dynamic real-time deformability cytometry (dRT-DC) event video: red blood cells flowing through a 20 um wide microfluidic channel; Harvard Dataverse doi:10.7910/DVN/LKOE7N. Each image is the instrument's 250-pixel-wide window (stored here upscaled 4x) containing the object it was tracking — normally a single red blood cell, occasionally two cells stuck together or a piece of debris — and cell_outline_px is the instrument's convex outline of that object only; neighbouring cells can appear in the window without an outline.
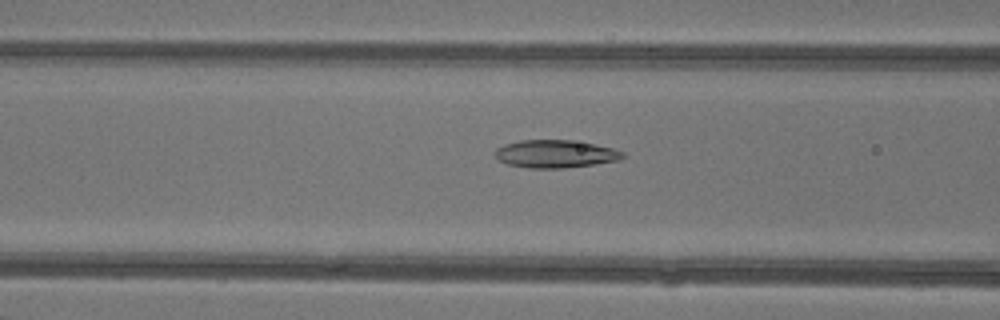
{"species": "common noctule bat (a hibernating species)", "species_latin": "Nyctalus noctula", "temperature_condition": "warm", "stored_images_in_passage": 48, "camera_frame_rate_fps": 3000, "um_per_image_px": 0.085, "animal": {"sex": "female"}, "frame": {"image": 1, "passage_image": 20, "time_ms": 6.333, "image_size_px": [1000, 320], "cell_outline_px": [[624, 156], [616, 160], [592, 164], [564, 168], [528, 168], [508, 164], [500, 160], [492, 152], [496, 148], [504, 144], [520, 140], [572, 140], [612, 148], [624, 152]], "centroid_in_image_um": [47.14, 13.07], "position_along_channel_um": 119.5, "area_um2": 20.46}}
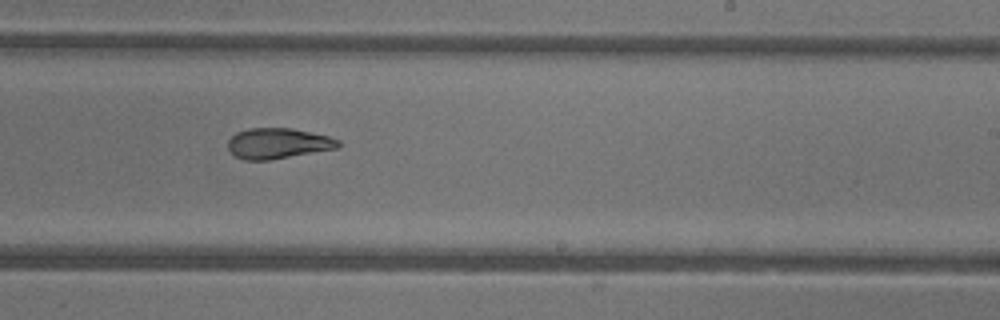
{"frame": {"image": 2, "passage_image": 30, "time_ms": 9.667, "image_size_px": [1000, 320], "cell_outline_px": [[340, 144], [336, 148], [272, 160], [244, 160], [236, 156], [228, 148], [228, 140], [236, 132], [248, 128], [292, 128], [328, 136], [340, 140]], "centroid_in_image_um": [23.61, 12.18], "position_along_channel_um": 265.4, "area_um2": 19.59}}
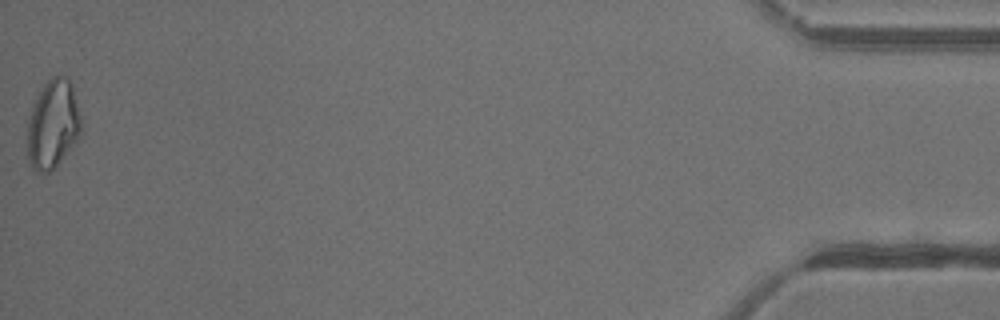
{"frame": {"image": 3, "passage_image": 48, "time_ms": 15.667, "image_size_px": [1000, 320], "cell_outline_px": [[84, 128], [80, 136], [56, 164], [48, 172], [36, 172], [32, 168], [28, 156], [28, 124], [32, 104], [44, 84], [52, 76], [68, 76], [72, 84], [84, 124]], "centroid_in_image_um": [4.53, 10.51], "position_along_channel_um": 430.7, "area_um2": 27.86}, "authors_computed_cell_mechanics": {"area_um2": 22.3397, "velocity_mm_per_s": 4.379, "shape_relaxation_time_tau1_ms": 7.3894, "shape_relaxation_time_tau2_ms": 3.1173, "deformation_change_tau1": 0.1989, "deformation_change_tau2": 0.0782}}